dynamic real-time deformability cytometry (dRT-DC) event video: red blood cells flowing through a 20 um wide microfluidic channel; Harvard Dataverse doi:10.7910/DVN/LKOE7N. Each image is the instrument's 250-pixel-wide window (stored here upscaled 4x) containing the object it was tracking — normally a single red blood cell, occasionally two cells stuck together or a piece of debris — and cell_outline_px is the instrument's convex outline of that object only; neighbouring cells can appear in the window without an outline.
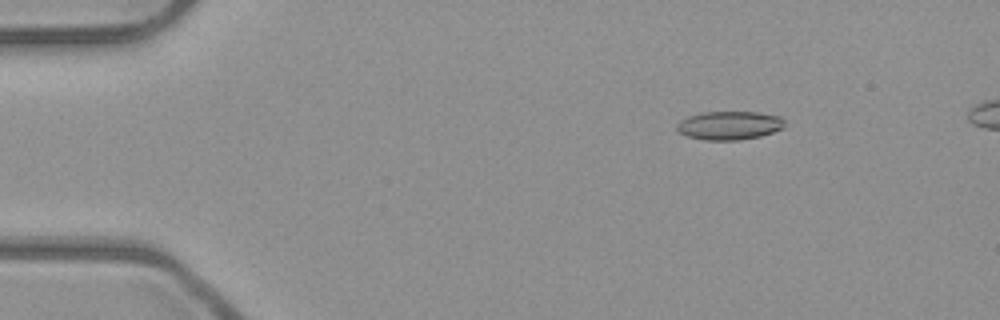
{"species": "common noctule bat (a hibernating species)", "species_latin": "Nyctalus noctula", "temperature_condition": "room temperature", "stored_images_in_passage": 6, "camera_frame_rate_fps": 3000, "um_per_image_px": 0.085, "animal": {"sex": "male", "body_mass_g": 23.1, "forearm_length_mm": 52.7}, "frame": {"image": 1, "passage_image": 3, "time_ms": 0.667, "image_size_px": [1000, 320], "cell_outline_px": [[784, 128], [760, 136], [740, 140], [704, 140], [688, 136], [680, 132], [676, 128], [676, 124], [680, 120], [688, 116], [704, 112], [756, 112], [780, 116], [784, 120]], "centroid_in_image_um": [61.99, 10.66], "position_along_channel_um": 23.0, "area_um2": 17.92}}
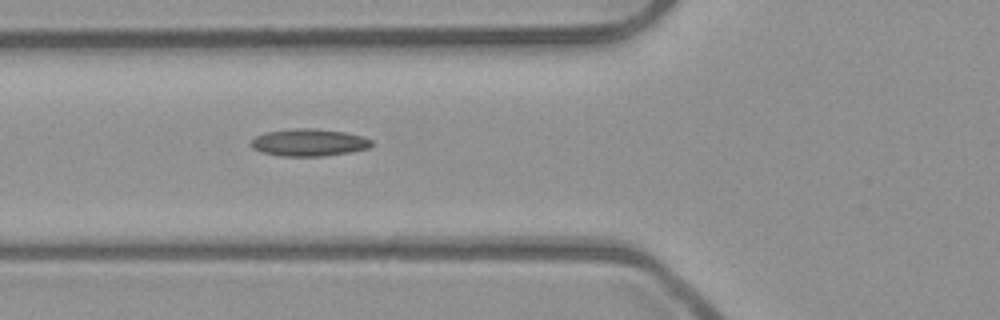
{"frame": {"image": 2, "passage_image": 6, "time_ms": 1.667, "image_size_px": [1000, 320], "cell_outline_px": [[376, 144], [368, 148], [348, 152], [324, 156], [280, 156], [264, 152], [252, 148], [248, 144], [256, 136], [268, 132], [292, 128], [316, 128], [344, 132], [364, 136], [372, 140]], "centroid_in_image_um": [26.29, 12.1], "position_along_channel_um": 99.5, "area_um2": 19.25}}